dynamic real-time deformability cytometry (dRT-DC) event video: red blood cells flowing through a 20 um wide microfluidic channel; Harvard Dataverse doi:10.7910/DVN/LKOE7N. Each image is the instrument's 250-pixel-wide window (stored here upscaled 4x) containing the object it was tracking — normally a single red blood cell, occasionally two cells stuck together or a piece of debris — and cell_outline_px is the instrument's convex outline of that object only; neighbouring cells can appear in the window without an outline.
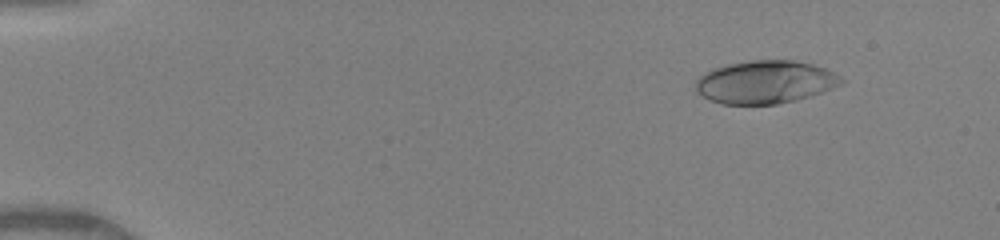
{"species": "human", "species_latin": "Homo sapiens", "temperature_condition": "warm", "stored_images_in_passage": 50, "camera_frame_rate_fps": 3000, "um_per_image_px": 0.085, "donor": {"sex": "female"}, "frame": {"image": 1, "passage_image": 6, "time_ms": 1.667, "image_size_px": [1000, 240], "cell_outline_px": [[844, 84], [812, 96], [796, 100], [776, 104], [720, 104], [696, 92], [696, 80], [704, 72], [712, 68], [728, 64], [748, 60], [792, 60], [812, 64], [824, 68], [840, 76], [844, 80]], "centroid_in_image_um": [65.06, 6.97], "position_along_channel_um": 19.9, "area_um2": 36.59}}
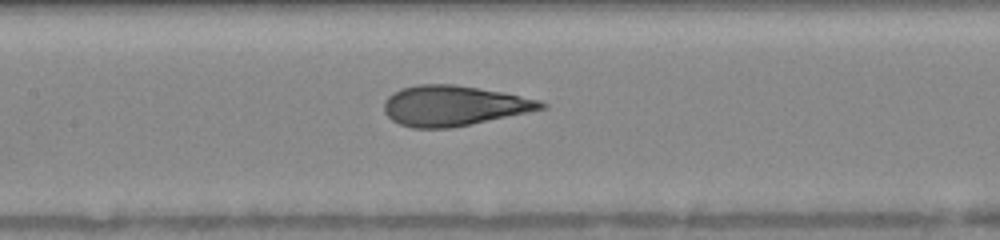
{"frame": {"image": 2, "passage_image": 25, "time_ms": 8.0, "image_size_px": [1000, 240], "cell_outline_px": [[548, 108], [448, 128], [412, 128], [400, 124], [392, 120], [384, 112], [384, 100], [392, 92], [400, 88], [416, 84], [452, 84], [504, 92], [540, 100], [548, 104]], "centroid_in_image_um": [38.54, 8.97], "position_along_channel_um": 168.9, "area_um2": 36.76}}
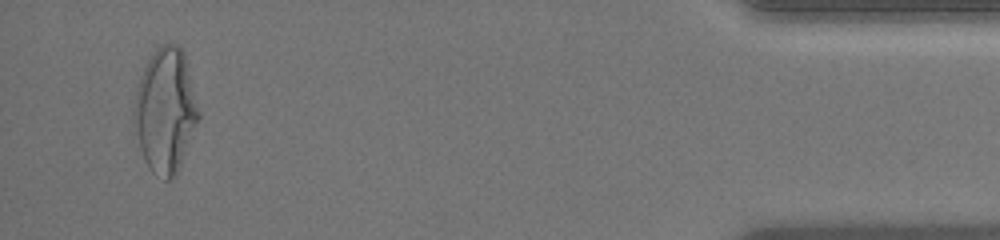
{"frame": {"image": 3, "passage_image": 48, "time_ms": 15.667, "image_size_px": [1000, 240], "cell_outline_px": [[200, 116], [176, 176], [168, 180], [164, 180], [152, 172], [148, 168], [144, 160], [140, 148], [132, 116], [132, 112], [136, 92], [140, 76], [148, 60], [156, 48], [160, 44], [180, 44], [184, 52], [200, 112]], "centroid_in_image_um": [14.06, 9.39], "position_along_channel_um": 421.1, "area_um2": 46.82}, "authors_computed_cell_mechanics": {"area_um2": 36.9053, "velocity_mm_per_s": 4.1164, "shape_relaxation_time_tau1_ms": 4.6985, "shape_relaxation_time_tau2_ms": 0.647, "deformation_change_tau1": 0.2203, "deformation_change_tau2": 0.0749}}